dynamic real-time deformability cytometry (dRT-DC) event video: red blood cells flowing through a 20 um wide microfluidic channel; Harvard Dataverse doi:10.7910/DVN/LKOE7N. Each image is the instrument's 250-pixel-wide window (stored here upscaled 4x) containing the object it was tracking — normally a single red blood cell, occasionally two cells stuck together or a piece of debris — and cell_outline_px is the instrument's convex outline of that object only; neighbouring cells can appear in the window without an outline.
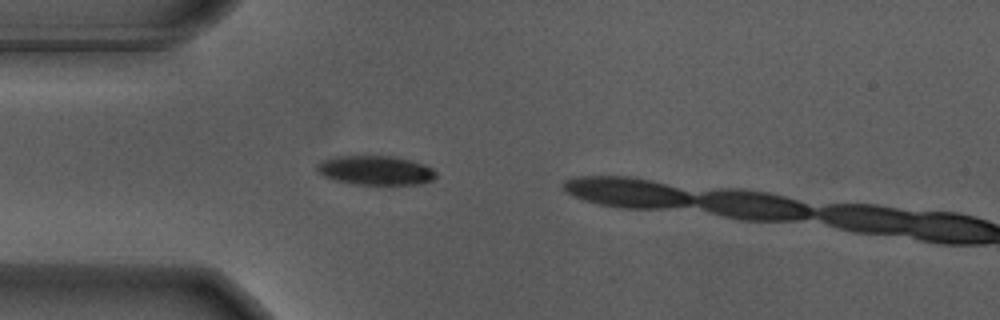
{"species": "Egyptian fruit bat (a non-hibernating species)", "species_latin": "Rousettus aegyptiacus", "temperature_condition": "warm", "stored_images_in_passage": 6, "camera_frame_rate_fps": 3000, "um_per_image_px": 0.085, "animal": {"sex": "male"}, "frame": {"image": 1, "passage_image": 1, "time_ms": 0.0, "image_size_px": [1000, 320], "cell_outline_px": [[436, 176], [432, 180], [420, 184], [356, 184], [336, 180], [324, 176], [316, 172], [316, 164], [320, 160], [336, 156], [392, 156], [412, 160], [424, 164], [432, 168], [436, 172]], "centroid_in_image_um": [31.9, 14.46], "position_along_channel_um": 53.1, "area_um2": 20.35}}